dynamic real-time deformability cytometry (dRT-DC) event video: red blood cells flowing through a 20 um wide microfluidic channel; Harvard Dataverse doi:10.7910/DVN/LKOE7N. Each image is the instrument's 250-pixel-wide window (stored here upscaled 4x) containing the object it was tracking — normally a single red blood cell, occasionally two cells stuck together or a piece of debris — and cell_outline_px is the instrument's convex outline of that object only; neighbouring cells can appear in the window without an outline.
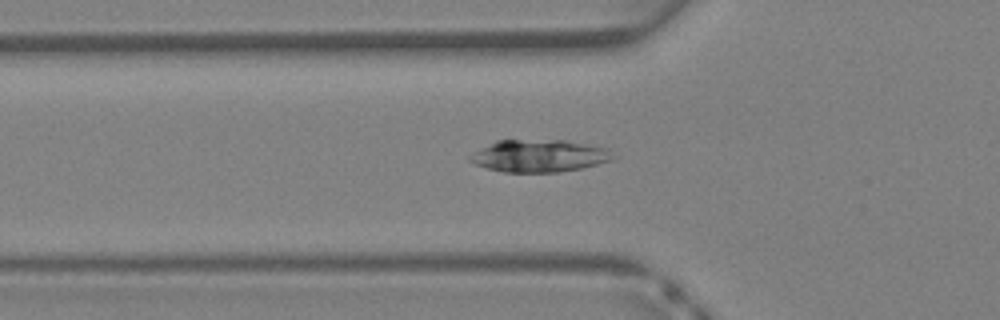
{"species": "Egyptian fruit bat (a non-hibernating species)", "species_latin": "Rousettus aegyptiacus", "temperature_condition": "warm", "stored_images_in_passage": 33, "camera_frame_rate_fps": 3000, "um_per_image_px": 0.085, "animal": {"sex": "female"}, "frame": {"image": 1, "passage_image": 8, "time_ms": 2.333, "image_size_px": [1000, 320], "cell_outline_px": [[616, 156], [612, 160], [580, 168], [556, 172], [504, 172], [488, 168], [476, 164], [468, 160], [468, 156], [496, 140], [564, 140], [608, 148]], "centroid_in_image_um": [45.85, 13.24], "position_along_channel_um": 80.0, "area_um2": 26.7}}
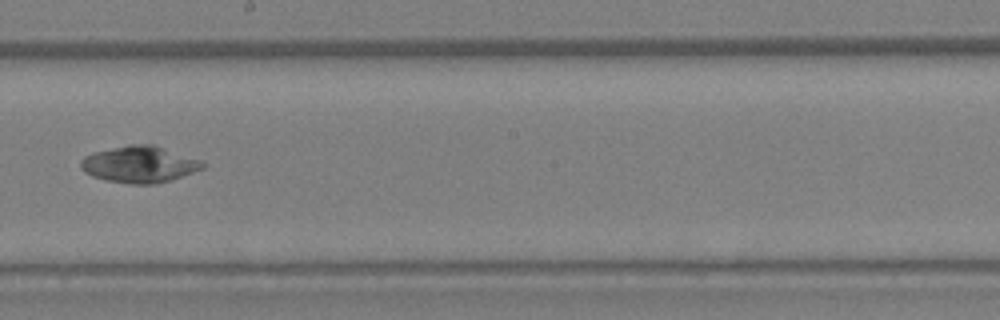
{"frame": {"image": 2, "passage_image": 17, "time_ms": 5.333, "image_size_px": [1000, 320], "cell_outline_px": [[208, 164], [204, 168], [156, 184], [128, 184], [104, 180], [92, 176], [84, 172], [80, 168], [80, 160], [84, 156], [92, 152], [128, 144], [156, 144], [200, 160]], "centroid_in_image_um": [11.82, 13.96], "position_along_channel_um": 236.4, "area_um2": 26.24}}
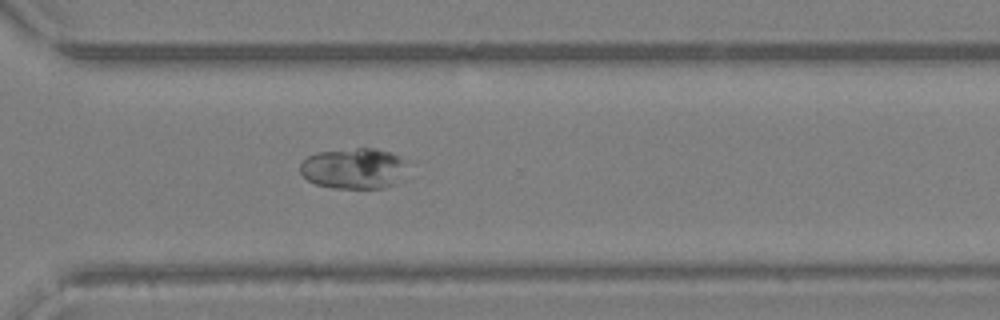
{"frame": {"image": 3, "passage_image": 23, "time_ms": 7.333, "image_size_px": [1000, 320], "cell_outline_px": [[408, 160], [392, 184], [384, 188], [332, 188], [316, 184], [308, 180], [300, 172], [300, 164], [308, 156], [316, 152], [356, 148], [376, 148], [388, 152]], "centroid_in_image_um": [29.99, 14.3], "position_along_channel_um": 340.6, "area_um2": 25.03}}